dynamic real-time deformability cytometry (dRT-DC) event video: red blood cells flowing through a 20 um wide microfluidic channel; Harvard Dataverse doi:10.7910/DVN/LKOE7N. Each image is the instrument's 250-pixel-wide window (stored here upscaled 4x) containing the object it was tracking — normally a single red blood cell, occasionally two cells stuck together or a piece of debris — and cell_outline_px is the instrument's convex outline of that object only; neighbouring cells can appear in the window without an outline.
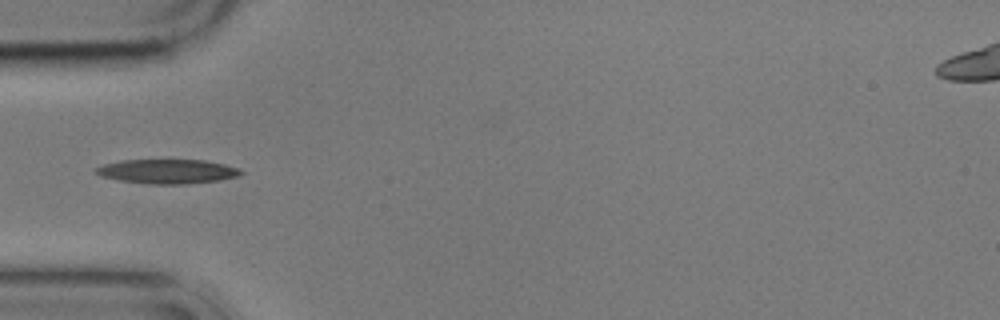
{"species": "common noctule bat (a hibernating species)", "species_latin": "Nyctalus noctula", "temperature_condition": "cold", "stored_images_in_passage": 11, "camera_frame_rate_fps": 3000, "um_per_image_px": 0.085, "animal": {"sex": "male", "body_mass_g": 17.9}, "frame": {"image": 1, "passage_image": 1, "time_ms": 0.0, "image_size_px": [1000, 320], "cell_outline_px": [[244, 172], [236, 176], [220, 180], [184, 184], [148, 184], [120, 180], [100, 176], [92, 172], [92, 168], [104, 164], [120, 160], [204, 160], [224, 164], [236, 168]], "centroid_in_image_um": [14.14, 14.57], "position_along_channel_um": 70.9, "area_um2": 20.58}}
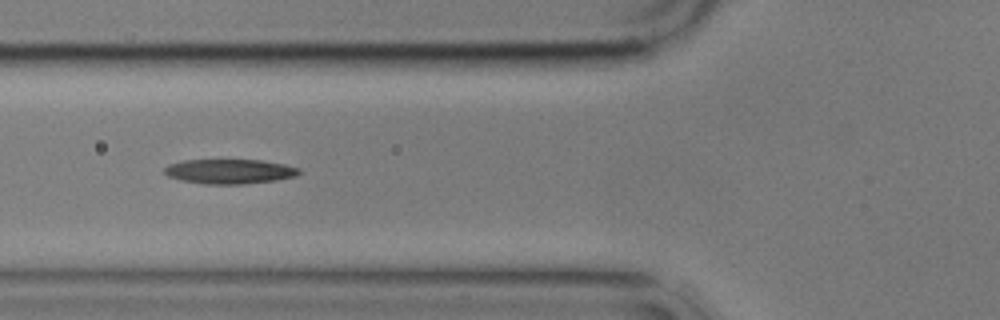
{"frame": {"image": 2, "passage_image": 2, "time_ms": 1.0, "image_size_px": [1000, 320], "cell_outline_px": [[300, 172], [296, 176], [276, 180], [244, 184], [204, 184], [180, 180], [168, 176], [164, 172], [164, 168], [168, 164], [184, 160], [260, 160], [284, 164], [300, 168]], "centroid_in_image_um": [19.5, 14.57], "position_along_channel_um": 106.3, "area_um2": 19.36}}
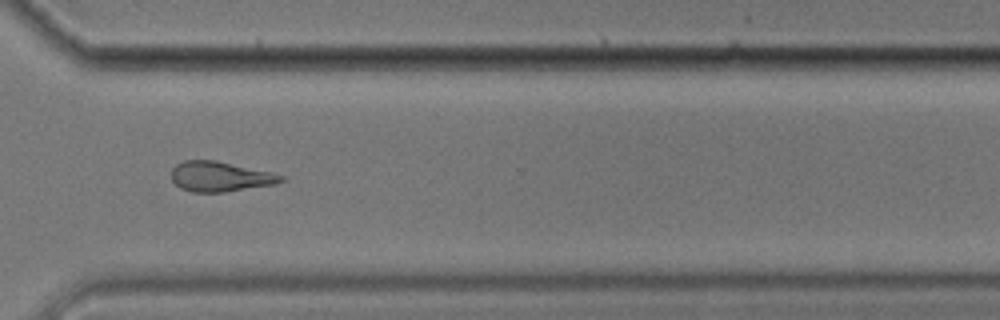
{"frame": {"image": 3, "passage_image": 8, "time_ms": 8.0, "image_size_px": [1000, 320], "cell_outline_px": [[284, 180], [276, 184], [224, 192], [192, 192], [180, 188], [172, 180], [172, 168], [176, 164], [184, 160], [216, 160], [272, 172], [284, 176]], "centroid_in_image_um": [18.71, 15.0], "position_along_channel_um": 351.9, "area_um2": 19.25}}